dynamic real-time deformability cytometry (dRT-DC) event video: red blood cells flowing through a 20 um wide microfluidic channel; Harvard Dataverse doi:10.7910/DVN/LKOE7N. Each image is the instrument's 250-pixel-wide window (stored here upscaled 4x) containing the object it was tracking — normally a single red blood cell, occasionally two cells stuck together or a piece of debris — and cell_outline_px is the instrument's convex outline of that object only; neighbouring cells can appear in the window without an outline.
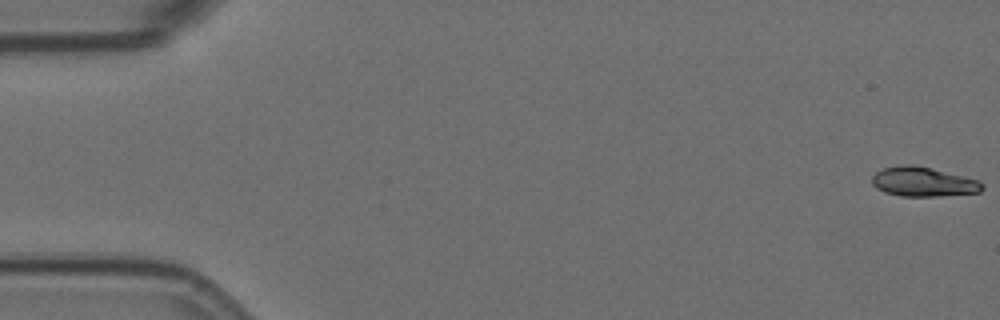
{"species": "Egyptian fruit bat (a non-hibernating species)", "species_latin": "Rousettus aegyptiacus", "temperature_condition": "room temperature", "stored_images_in_passage": 5, "camera_frame_rate_fps": 3000, "um_per_image_px": 0.085, "animal": {"sex": "female"}, "frame": {"image": 1, "passage_image": 1, "time_ms": 0.0, "image_size_px": [1000, 320], "cell_outline_px": [[984, 188], [980, 192], [936, 196], [900, 196], [884, 192], [876, 188], [872, 184], [872, 176], [876, 172], [884, 168], [900, 164], [912, 164], [932, 168], [976, 180], [984, 184]], "centroid_in_image_um": [78.43, 15.45], "position_along_channel_um": 6.6, "area_um2": 18.84}}
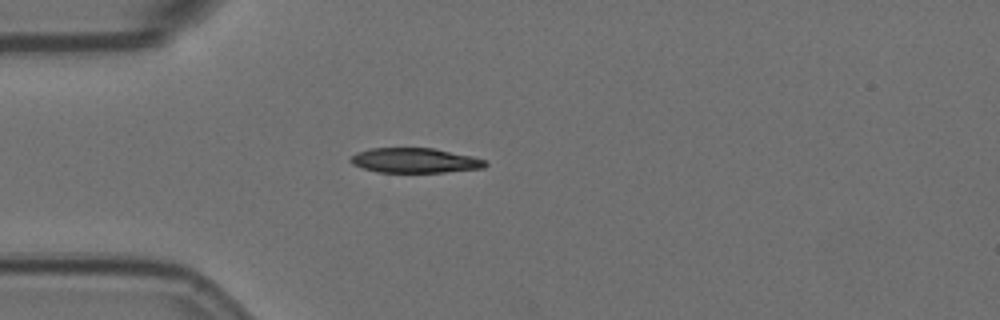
{"frame": {"image": 2, "passage_image": 5, "time_ms": 1.333, "image_size_px": [1000, 320], "cell_outline_px": [[488, 164], [484, 168], [444, 172], [376, 172], [352, 164], [348, 160], [356, 152], [372, 148], [432, 148], [472, 156], [484, 160]], "centroid_in_image_um": [35.24, 13.64], "position_along_channel_um": 49.8, "area_um2": 19.42}}